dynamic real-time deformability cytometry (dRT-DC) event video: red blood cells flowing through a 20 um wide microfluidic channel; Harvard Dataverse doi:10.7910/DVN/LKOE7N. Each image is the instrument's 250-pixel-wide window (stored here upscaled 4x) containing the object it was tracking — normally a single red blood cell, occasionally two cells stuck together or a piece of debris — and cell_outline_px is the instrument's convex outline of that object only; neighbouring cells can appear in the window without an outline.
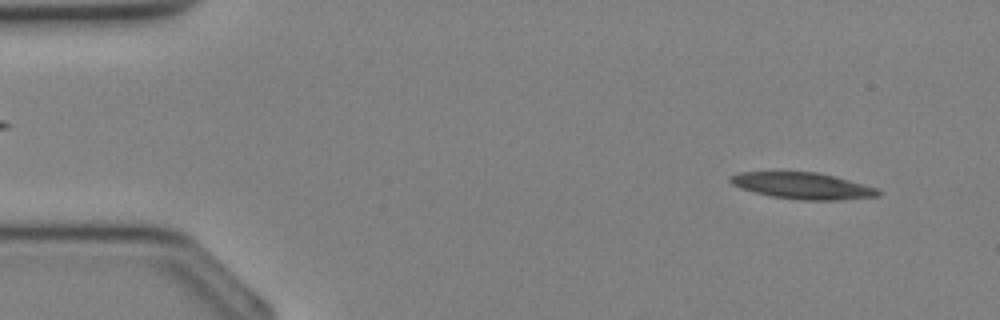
{"species": "Egyptian fruit bat (a non-hibernating species)", "species_latin": "Rousettus aegyptiacus", "temperature_condition": "cold", "stored_images_in_passage": 34, "camera_frame_rate_fps": 3000, "um_per_image_px": 0.085, "animal": {"sex": "female"}, "frame": {"image": 1, "passage_image": 2, "time_ms": 0.333, "image_size_px": [1000, 320], "cell_outline_px": [[880, 196], [840, 200], [800, 200], [772, 196], [740, 188], [732, 184], [728, 180], [728, 176], [740, 172], [816, 172], [836, 176], [876, 188], [880, 192]], "centroid_in_image_um": [68.21, 15.79], "position_along_channel_um": 16.8, "area_um2": 22.72}}
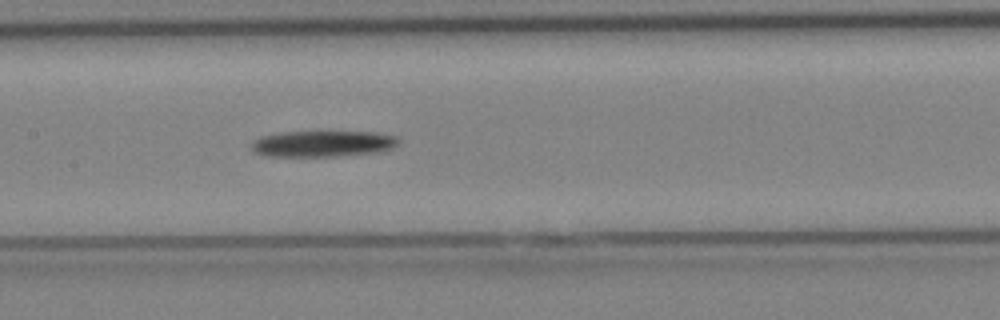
{"frame": {"image": 2, "passage_image": 16, "time_ms": 5.0, "image_size_px": [1000, 320], "cell_outline_px": [[400, 140], [392, 148], [380, 152], [336, 156], [264, 156], [252, 152], [248, 144], [260, 136], [280, 132], [376, 132], [396, 136]], "centroid_in_image_um": [27.37, 12.22], "position_along_channel_um": 180.0, "area_um2": 22.66}}
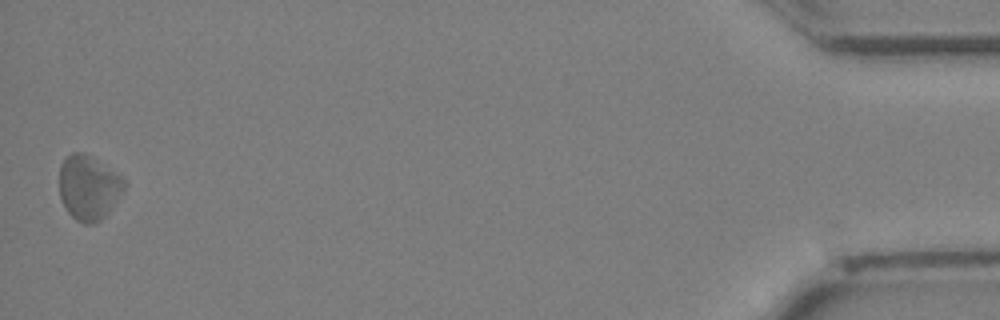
{"frame": {"image": 3, "passage_image": 34, "time_ms": 11.0, "image_size_px": [1000, 320], "cell_outline_px": [[128, 184], [124, 192], [108, 212], [100, 220], [92, 224], [84, 224], [76, 220], [68, 212], [60, 196], [60, 164], [64, 156], [72, 152], [80, 152], [88, 156], [120, 176]], "centroid_in_image_um": [7.53, 15.96], "position_along_channel_um": 427.7, "area_um2": 24.16}}